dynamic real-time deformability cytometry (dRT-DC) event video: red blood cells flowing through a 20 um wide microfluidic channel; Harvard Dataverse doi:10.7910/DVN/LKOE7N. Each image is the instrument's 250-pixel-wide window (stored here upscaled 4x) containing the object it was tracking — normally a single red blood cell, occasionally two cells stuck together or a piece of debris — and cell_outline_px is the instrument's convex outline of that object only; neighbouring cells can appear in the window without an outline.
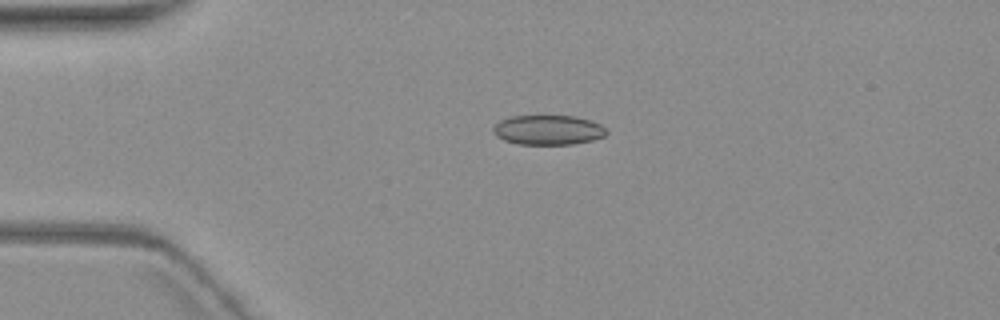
{"species": "common noctule bat (a hibernating species)", "species_latin": "Nyctalus noctula", "temperature_condition": "warm", "stored_images_in_passage": 2, "camera_frame_rate_fps": 3000, "um_per_image_px": 0.085, "animal": {"sex": "female", "body_mass_g": 19.3, "forearm_length_mm": 54.1}, "frame": {"image": 1, "passage_image": 1, "time_ms": 0.0, "image_size_px": [1000, 320], "cell_outline_px": [[608, 132], [604, 136], [592, 140], [572, 144], [520, 144], [504, 140], [496, 136], [492, 132], [492, 128], [500, 120], [508, 116], [576, 116], [600, 124]], "centroid_in_image_um": [46.56, 11.04], "position_along_channel_um": 38.4, "area_um2": 19.54}}